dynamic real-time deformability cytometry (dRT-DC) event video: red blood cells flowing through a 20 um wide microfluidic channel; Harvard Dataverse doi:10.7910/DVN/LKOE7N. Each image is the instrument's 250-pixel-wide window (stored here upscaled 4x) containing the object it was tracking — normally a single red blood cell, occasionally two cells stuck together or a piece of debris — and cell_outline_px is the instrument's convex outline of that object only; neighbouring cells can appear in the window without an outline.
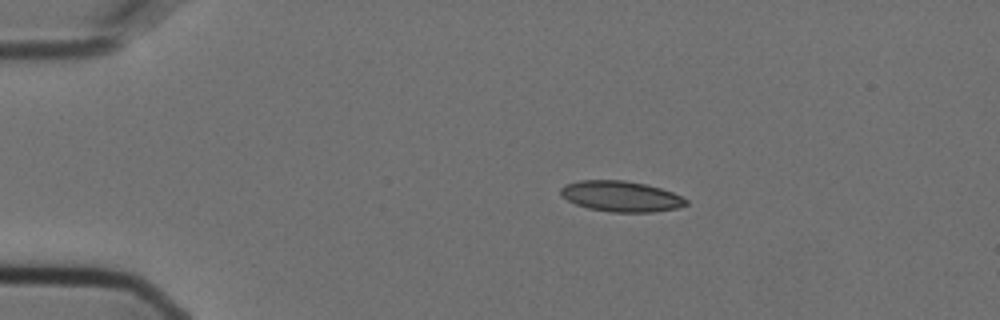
{"species": "Egyptian fruit bat (a non-hibernating species)", "species_latin": "Rousettus aegyptiacus", "temperature_condition": "cold", "stored_images_in_passage": 8, "camera_frame_rate_fps": 3000, "um_per_image_px": 0.085, "animal": {"sex": "female"}, "frame": {"image": 1, "passage_image": 1, "time_ms": 0.0, "image_size_px": [1000, 320], "cell_outline_px": [[688, 204], [676, 208], [652, 212], [612, 212], [588, 208], [576, 204], [560, 196], [560, 188], [564, 184], [580, 180], [624, 180], [644, 184], [660, 188], [672, 192], [688, 200]], "centroid_in_image_um": [52.75, 16.68], "position_along_channel_um": 32.3, "area_um2": 22.37}}